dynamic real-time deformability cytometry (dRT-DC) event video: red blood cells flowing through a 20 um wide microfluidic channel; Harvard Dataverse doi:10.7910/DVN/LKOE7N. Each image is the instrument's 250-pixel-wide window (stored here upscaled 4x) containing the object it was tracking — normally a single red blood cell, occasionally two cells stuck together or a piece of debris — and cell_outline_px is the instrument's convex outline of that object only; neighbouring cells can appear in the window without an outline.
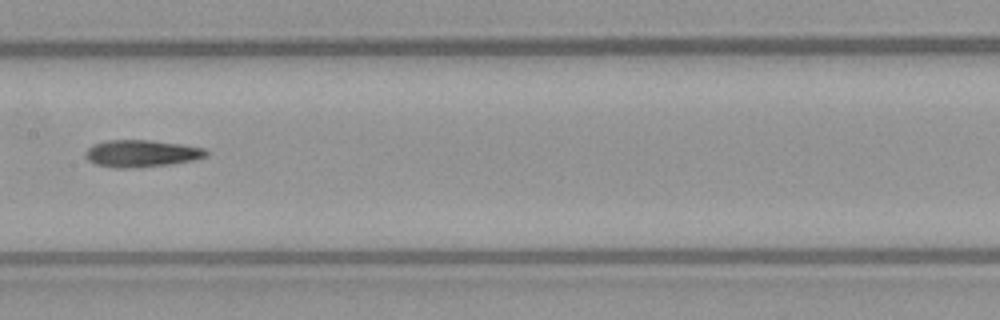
{"species": "common noctule bat (a hibernating species)", "species_latin": "Nyctalus noctula", "temperature_condition": "warm", "stored_images_in_passage": 9, "camera_frame_rate_fps": 3000, "um_per_image_px": 0.085, "animal": {"sex": "female", "body_mass_g": 21.9}, "frame": {"image": 1, "passage_image": 8, "time_ms": 8.333, "image_size_px": [1000, 320], "cell_outline_px": [[208, 156], [192, 160], [172, 164], [136, 168], [112, 168], [96, 164], [88, 160], [84, 156], [84, 152], [92, 144], [108, 140], [148, 140], [180, 144], [204, 148], [208, 152]], "centroid_in_image_um": [11.99, 13.05], "position_along_channel_um": 195.4, "area_um2": 19.19}}
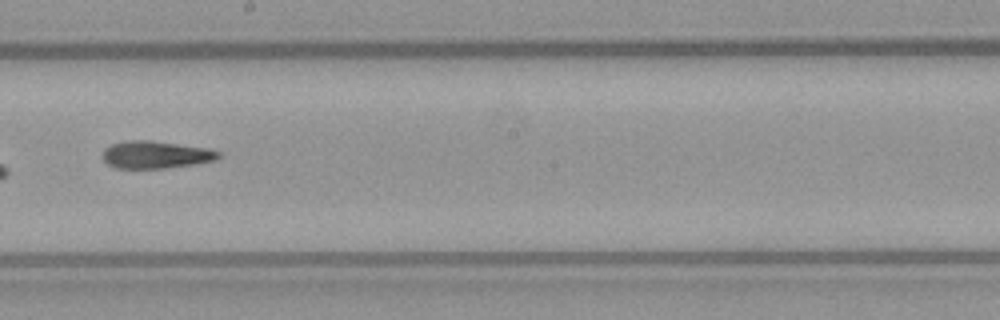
{"frame": {"image": 2, "passage_image": 9, "time_ms": 9.333, "image_size_px": [1000, 320], "cell_outline_px": [[220, 156], [216, 160], [196, 164], [164, 168], [116, 168], [108, 164], [100, 156], [104, 148], [112, 144], [128, 140], [152, 140], [208, 148], [220, 152]], "centroid_in_image_um": [13.22, 13.14], "position_along_channel_um": 235.0, "area_um2": 18.67}}